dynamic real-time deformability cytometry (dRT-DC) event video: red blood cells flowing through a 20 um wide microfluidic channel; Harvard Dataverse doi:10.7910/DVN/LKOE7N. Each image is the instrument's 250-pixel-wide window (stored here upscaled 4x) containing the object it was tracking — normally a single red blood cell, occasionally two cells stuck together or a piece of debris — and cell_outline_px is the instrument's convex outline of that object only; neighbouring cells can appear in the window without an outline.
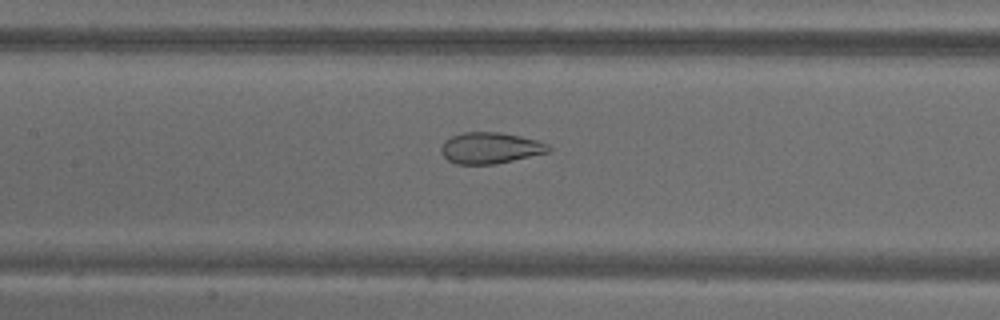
{"species": "common noctule bat (a hibernating species)", "species_latin": "Nyctalus noctula", "temperature_condition": "warm", "stored_images_in_passage": 72, "camera_frame_rate_fps": 3000, "um_per_image_px": 0.085, "animal": {"sex": "male", "body_mass_g": 18.8}, "frame": {"image": 1, "passage_image": 34, "time_ms": 11.0, "image_size_px": [1000, 320], "cell_outline_px": [[552, 148], [548, 152], [496, 164], [456, 164], [448, 160], [440, 152], [440, 148], [444, 140], [452, 136], [464, 132], [500, 132], [520, 136], [536, 140], [548, 144]], "centroid_in_image_um": [41.65, 12.58], "position_along_channel_um": 165.8, "area_um2": 19.54}}
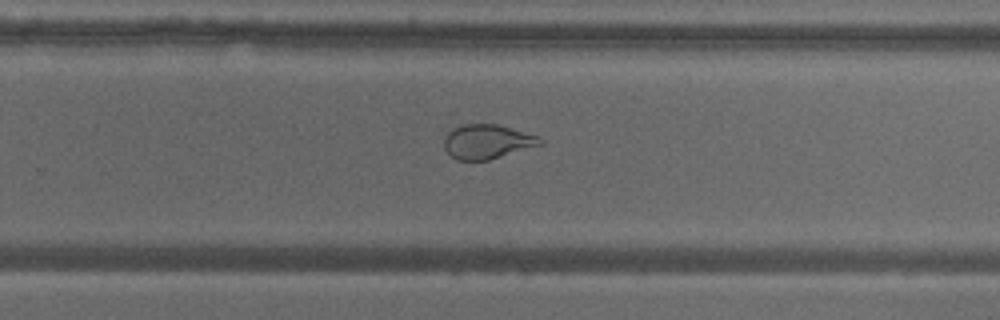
{"frame": {"image": 2, "passage_image": 47, "time_ms": 15.333, "image_size_px": [1000, 320], "cell_outline_px": [[544, 144], [488, 160], [456, 160], [444, 148], [444, 136], [452, 128], [460, 124], [496, 124], [540, 136], [544, 140]], "centroid_in_image_um": [41.42, 12.03], "position_along_channel_um": 288.4, "area_um2": 19.36}}
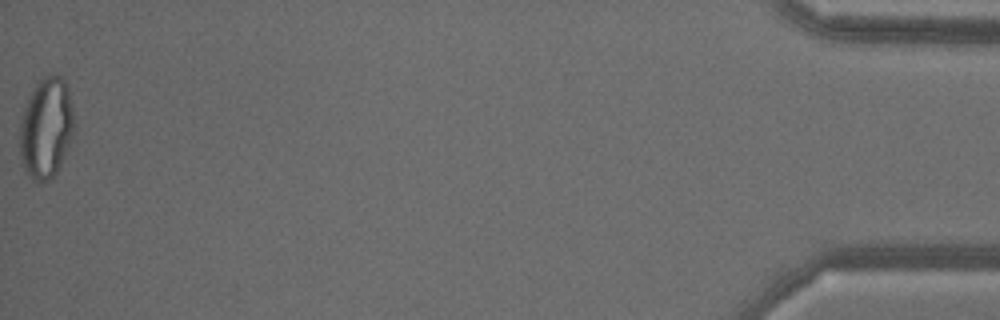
{"frame": {"image": 3, "passage_image": 72, "time_ms": 23.667, "image_size_px": [1000, 320], "cell_outline_px": [[72, 136], [60, 164], [56, 172], [48, 180], [40, 184], [32, 180], [24, 168], [20, 160], [20, 120], [24, 108], [36, 84], [44, 76], [60, 76], [64, 80], [68, 88], [72, 108]], "centroid_in_image_um": [3.89, 10.91], "position_along_channel_um": 431.3, "area_um2": 31.33}}